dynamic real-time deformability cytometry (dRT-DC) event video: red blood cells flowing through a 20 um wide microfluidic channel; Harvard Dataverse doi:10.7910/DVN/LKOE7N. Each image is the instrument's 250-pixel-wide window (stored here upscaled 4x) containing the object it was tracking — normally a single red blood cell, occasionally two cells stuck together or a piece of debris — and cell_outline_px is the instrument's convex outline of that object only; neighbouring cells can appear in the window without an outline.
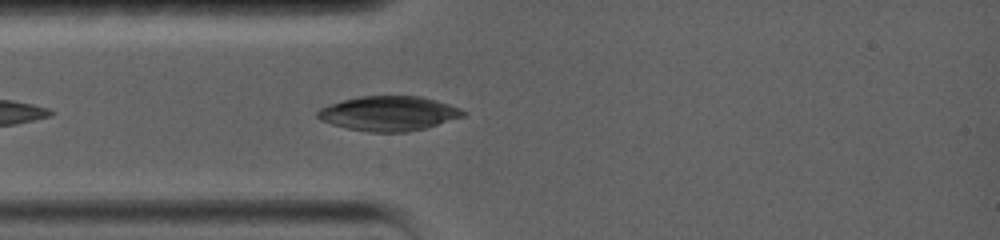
{"species": "common noctule bat (a hibernating species)", "species_latin": "Nyctalus noctula", "temperature_condition": "warm", "stored_images_in_passage": 32, "camera_frame_rate_fps": 5000, "um_per_image_px": 0.085, "animal": {"sex": "female", "body_mass_g": 19.0, "forearm_length_mm": 56.7}, "frame": {"image": 1, "passage_image": 6, "time_ms": 1.4, "image_size_px": [1000, 240], "cell_outline_px": [[468, 112], [464, 116], [424, 128], [404, 132], [368, 132], [348, 128], [332, 124], [320, 120], [316, 116], [316, 112], [320, 108], [344, 100], [360, 96], [420, 96], [436, 100], [460, 108]], "centroid_in_image_um": [33.04, 9.64], "position_along_channel_um": 52.0, "area_um2": 29.13}}
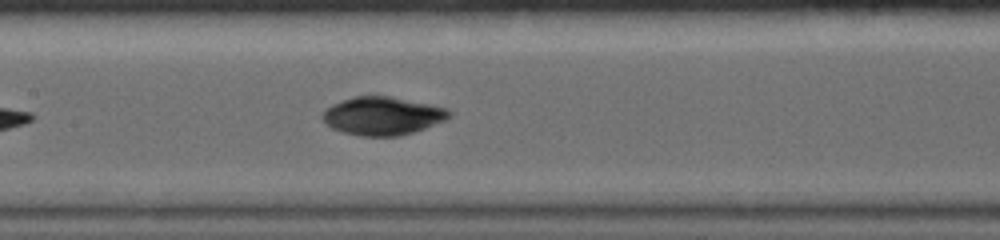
{"frame": {"image": 2, "passage_image": 17, "time_ms": 4.8, "image_size_px": [1000, 240], "cell_outline_px": [[452, 116], [444, 120], [424, 128], [400, 136], [360, 136], [344, 132], [332, 128], [320, 116], [332, 104], [356, 96], [388, 96], [448, 108], [452, 112]], "centroid_in_image_um": [32.53, 9.86], "position_along_channel_um": 174.9, "area_um2": 27.8}}
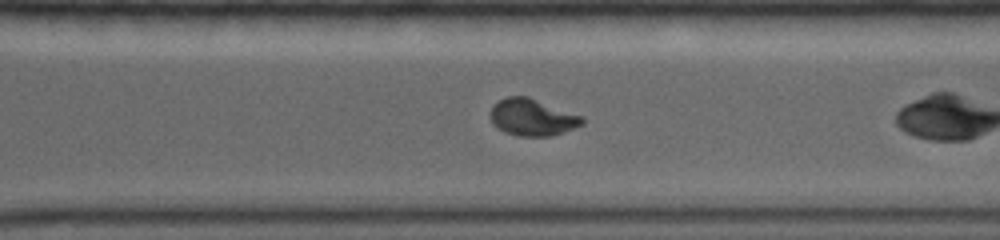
{"frame": {"image": 3, "passage_image": 27, "time_ms": 8.0, "image_size_px": [1000, 240], "cell_outline_px": [[584, 124], [564, 132], [552, 136], [520, 136], [504, 132], [496, 128], [492, 124], [488, 116], [488, 112], [492, 104], [508, 96], [528, 96], [584, 116]], "centroid_in_image_um": [45.21, 9.97], "position_along_channel_um": 325.4, "area_um2": 20.23}}